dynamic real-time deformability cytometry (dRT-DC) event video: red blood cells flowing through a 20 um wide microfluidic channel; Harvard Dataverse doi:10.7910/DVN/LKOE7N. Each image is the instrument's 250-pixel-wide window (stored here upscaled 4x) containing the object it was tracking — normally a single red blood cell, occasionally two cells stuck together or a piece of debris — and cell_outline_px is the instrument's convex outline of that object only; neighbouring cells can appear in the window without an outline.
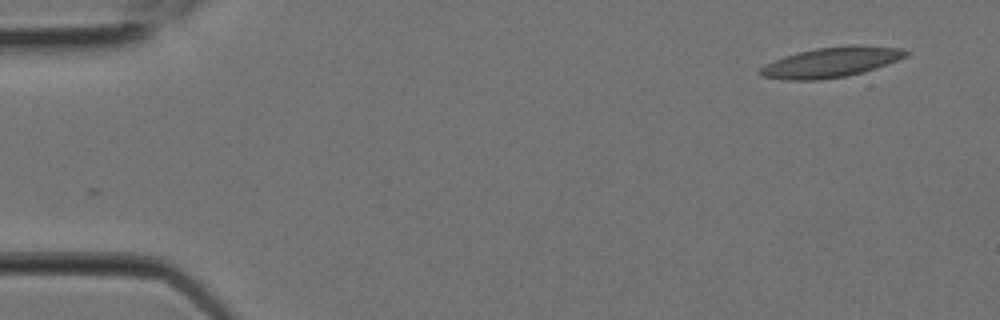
{"species": "Egyptian fruit bat (a non-hibernating species)", "species_latin": "Rousettus aegyptiacus", "temperature_condition": "room temperature", "stored_images_in_passage": 9, "camera_frame_rate_fps": 3000, "um_per_image_px": 0.085, "animal": {"sex": "female"}, "frame": {"image": 1, "passage_image": 1, "time_ms": 0.0, "image_size_px": [1000, 320], "cell_outline_px": [[908, 56], [888, 64], [864, 72], [848, 76], [820, 80], [788, 80], [760, 76], [756, 72], [764, 64], [784, 56], [816, 48], [852, 44], [860, 44], [904, 48], [908, 52]], "centroid_in_image_um": [70.67, 5.28], "position_along_channel_um": 14.3, "area_um2": 26.01}}
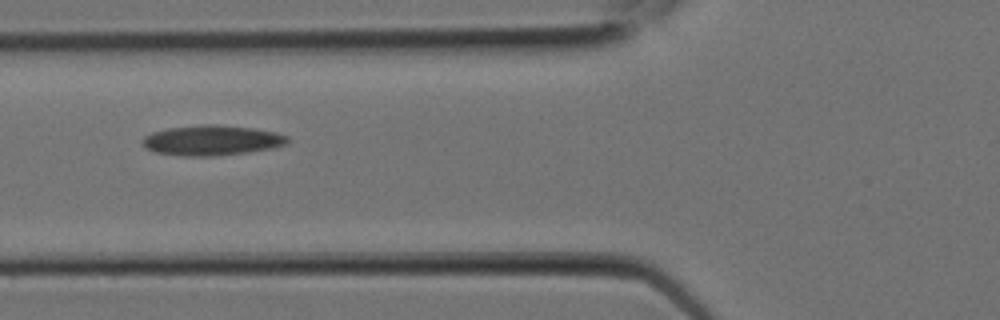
{"frame": {"image": 2, "passage_image": 7, "time_ms": 2.0, "image_size_px": [1000, 320], "cell_outline_px": [[288, 144], [272, 148], [248, 152], [212, 156], [184, 156], [156, 152], [144, 148], [144, 136], [152, 132], [168, 128], [204, 124], [216, 124], [252, 128], [276, 132], [288, 136]], "centroid_in_image_um": [18.02, 11.92], "position_along_channel_um": 107.8, "area_um2": 25.43}}
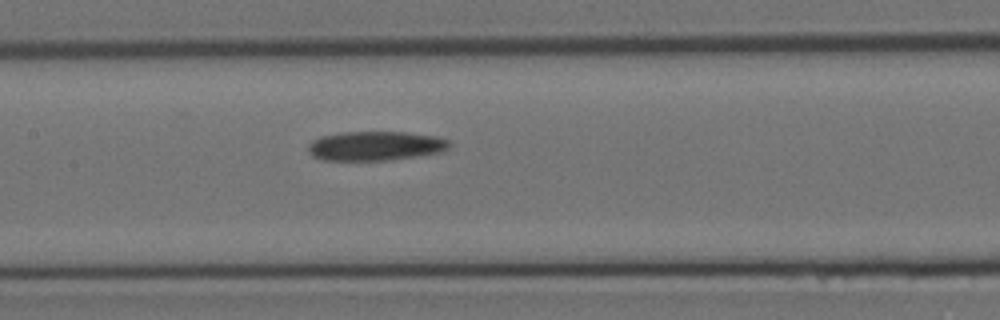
{"frame": {"image": 3, "passage_image": 9, "time_ms": 2.667, "image_size_px": [1000, 320], "cell_outline_px": [[452, 144], [444, 152], [416, 156], [384, 160], [324, 160], [312, 156], [308, 152], [308, 144], [312, 140], [320, 136], [344, 132], [404, 132], [436, 136], [448, 140]], "centroid_in_image_um": [31.91, 12.4], "position_along_channel_um": 175.5, "area_um2": 24.16}}